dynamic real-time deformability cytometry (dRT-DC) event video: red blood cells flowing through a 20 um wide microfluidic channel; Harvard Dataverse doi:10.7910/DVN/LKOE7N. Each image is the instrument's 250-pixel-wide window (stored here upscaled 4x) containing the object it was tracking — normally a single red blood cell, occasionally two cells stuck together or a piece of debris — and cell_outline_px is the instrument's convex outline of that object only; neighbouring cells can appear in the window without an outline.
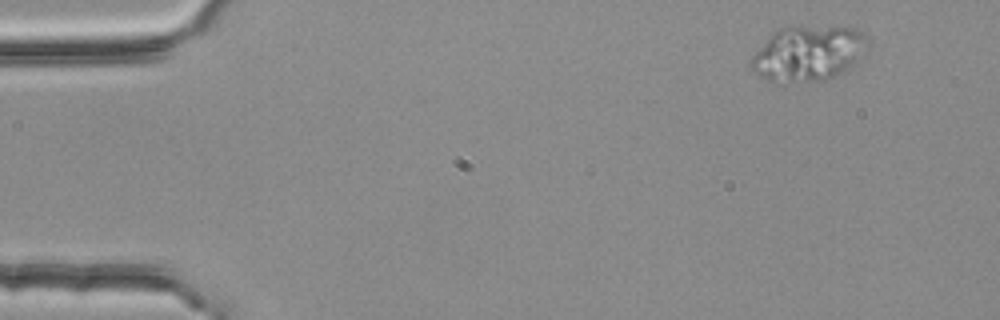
{"species": "common noctule bat (a hibernating species)", "species_latin": "Nyctalus noctula", "temperature_condition": "room temperature", "stored_images_in_passage": 5, "camera_frame_rate_fps": 3000, "um_per_image_px": 0.085, "animal": {"sex": "female", "body_mass_g": 25.1}, "frame": {"image": 1, "passage_image": 1, "time_ms": 0.0, "image_size_px": [1000, 320], "cell_outline_px": [[872, 44], [852, 64], [832, 76], [824, 80], [788, 84], [768, 80], [752, 72], [748, 68], [748, 60], [768, 36], [772, 32], [780, 28], [856, 28], [864, 32], [872, 40]], "centroid_in_image_um": [68.65, 4.57], "position_along_channel_um": 16.4, "area_um2": 37.57}}
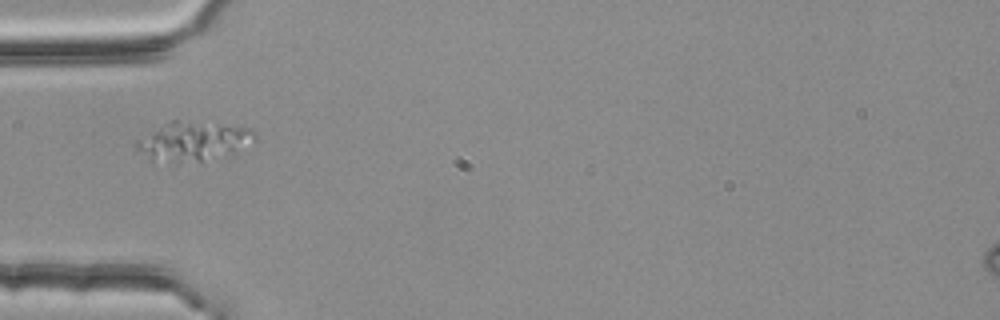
{"frame": {"image": 2, "passage_image": 4, "time_ms": 1.0, "image_size_px": [1000, 320], "cell_outline_px": [[256, 136], [236, 152], [200, 160], [176, 164], [152, 164], [136, 148], [136, 140], [164, 124], [172, 120], [176, 120], [216, 124], [252, 128], [256, 132]], "centroid_in_image_um": [16.32, 12.05], "position_along_channel_um": 68.7, "area_um2": 26.93}}
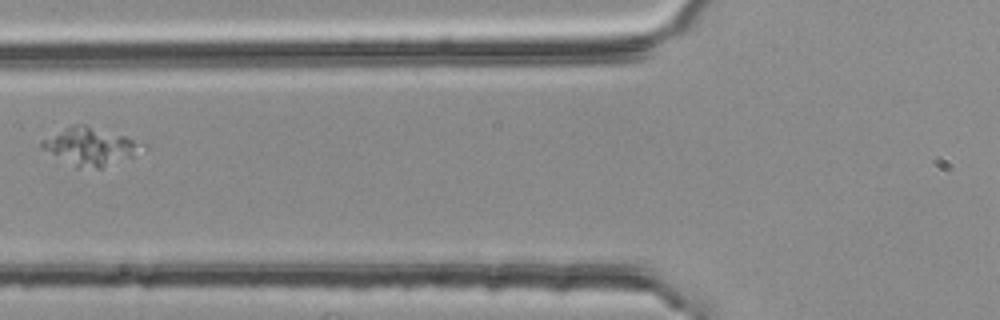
{"frame": {"image": 3, "passage_image": 5, "time_ms": 1.333, "image_size_px": [1000, 320], "cell_outline_px": [[148, 144], [132, 156], [100, 168], [76, 168], [40, 148], [40, 140], [72, 124], [84, 124], [124, 136]], "centroid_in_image_um": [7.62, 12.45], "position_along_channel_um": 118.2, "area_um2": 21.91}}